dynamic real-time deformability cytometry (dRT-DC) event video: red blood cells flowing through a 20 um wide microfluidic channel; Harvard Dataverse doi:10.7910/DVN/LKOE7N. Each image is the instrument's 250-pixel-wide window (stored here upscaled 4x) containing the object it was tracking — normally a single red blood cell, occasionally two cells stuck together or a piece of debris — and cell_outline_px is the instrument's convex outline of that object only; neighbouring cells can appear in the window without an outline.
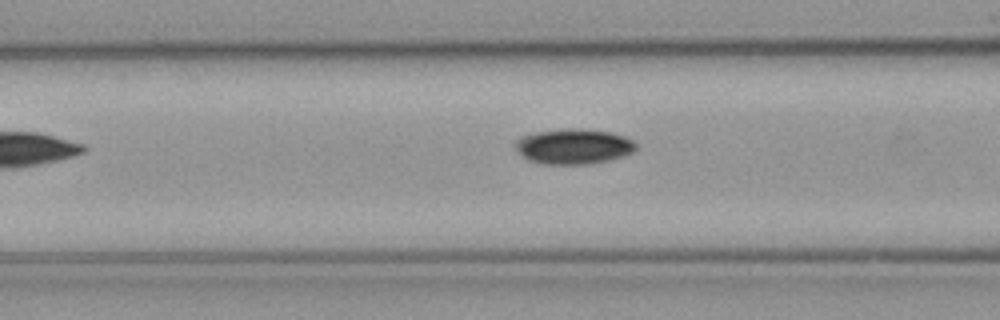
{"species": "common noctule bat (a hibernating species)", "species_latin": "Nyctalus noctula", "temperature_condition": "cold", "stored_images_in_passage": 8, "camera_frame_rate_fps": 3000, "um_per_image_px": 0.085, "animal": {"sex": "male", "body_mass_g": 23.1, "forearm_length_mm": 52.7}, "frame": {"image": 1, "passage_image": 6, "time_ms": 1.667, "image_size_px": [1000, 320], "cell_outline_px": [[636, 148], [632, 152], [608, 160], [588, 164], [544, 164], [528, 160], [516, 148], [516, 140], [520, 136], [536, 132], [564, 128], [580, 128], [612, 132], [624, 136], [632, 140], [636, 144]], "centroid_in_image_um": [48.75, 12.43], "position_along_channel_um": 117.9, "area_um2": 24.68}}